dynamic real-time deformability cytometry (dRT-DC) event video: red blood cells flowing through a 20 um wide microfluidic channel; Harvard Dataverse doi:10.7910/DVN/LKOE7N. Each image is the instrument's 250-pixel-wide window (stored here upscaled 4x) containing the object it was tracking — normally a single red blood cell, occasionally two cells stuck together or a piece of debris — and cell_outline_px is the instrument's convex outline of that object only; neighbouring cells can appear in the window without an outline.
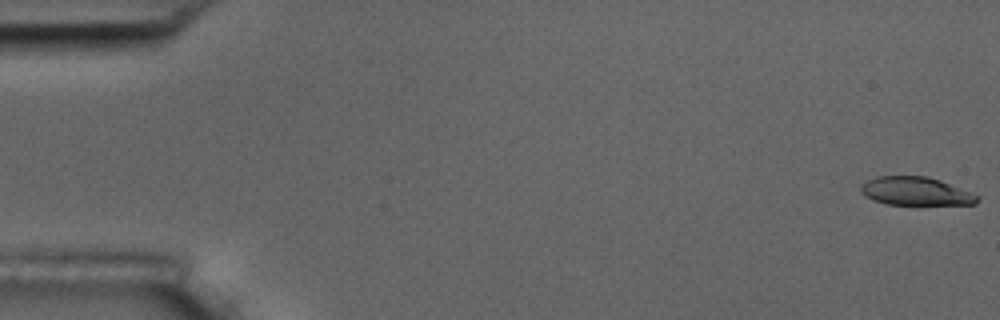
{"species": "common noctule bat (a hibernating species)", "species_latin": "Nyctalus noctula", "temperature_condition": "room temperature", "stored_images_in_passage": 7, "camera_frame_rate_fps": 3000, "um_per_image_px": 0.085, "animal": {"sex": "male", "body_mass_g": 17.5, "forearm_length_mm": 52.3}, "frame": {"image": 1, "passage_image": 1, "time_ms": 0.0, "image_size_px": [1000, 320], "cell_outline_px": [[980, 196], [976, 204], [888, 204], [872, 200], [864, 196], [860, 192], [860, 184], [876, 176], [928, 176], [940, 180]], "centroid_in_image_um": [77.79, 16.25], "position_along_channel_um": 7.2, "area_um2": 19.19}}
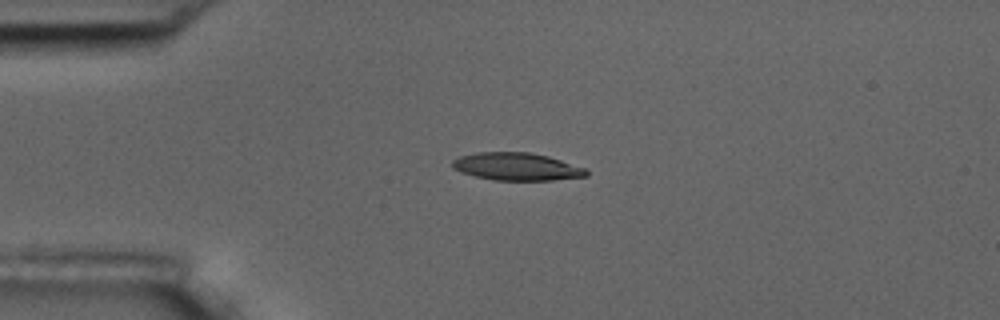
{"frame": {"image": 2, "passage_image": 5, "time_ms": 4.333, "image_size_px": [1000, 320], "cell_outline_px": [[588, 176], [552, 180], [492, 180], [460, 172], [452, 168], [452, 160], [460, 156], [476, 152], [528, 152], [548, 156], [584, 168], [588, 172]], "centroid_in_image_um": [43.88, 14.16], "position_along_channel_um": 41.1, "area_um2": 21.5}}